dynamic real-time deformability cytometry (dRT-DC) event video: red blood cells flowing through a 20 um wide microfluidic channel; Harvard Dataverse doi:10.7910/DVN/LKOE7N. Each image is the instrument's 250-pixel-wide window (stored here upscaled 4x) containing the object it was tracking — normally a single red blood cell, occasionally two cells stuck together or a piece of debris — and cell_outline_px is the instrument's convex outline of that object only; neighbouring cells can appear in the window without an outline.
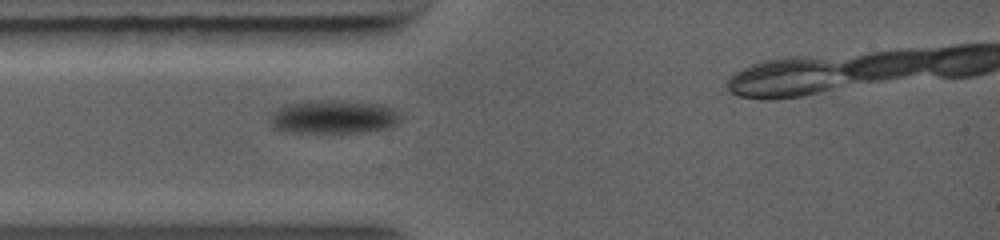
{"species": "common noctule bat (a hibernating species)", "species_latin": "Nyctalus noctula", "temperature_condition": "warm", "stored_images_in_passage": 16, "camera_frame_rate_fps": 5000, "um_per_image_px": 0.085, "animal": {"sex": "female", "body_mass_g": 19.0, "forearm_length_mm": 56.7}, "frame": {"image": 1, "passage_image": 4, "time_ms": 1.4, "image_size_px": [1000, 240], "cell_outline_px": [[400, 120], [396, 124], [388, 128], [368, 132], [332, 136], [288, 132], [272, 128], [268, 120], [272, 112], [284, 104], [300, 100], [340, 100], [388, 104], [400, 116]], "centroid_in_image_um": [28.3, 9.97], "position_along_channel_um": 56.7, "area_um2": 27.34}}
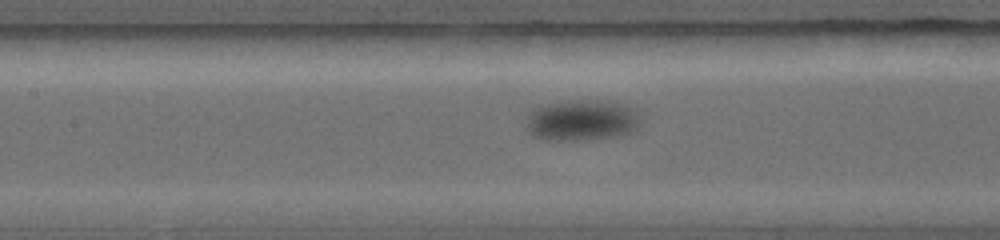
{"frame": {"image": 2, "passage_image": 9, "time_ms": 3.8, "image_size_px": [1000, 240], "cell_outline_px": [[640, 124], [636, 132], [620, 136], [580, 140], [544, 140], [532, 136], [528, 132], [528, 116], [532, 108], [540, 104], [568, 100], [608, 100], [628, 104], [632, 108], [640, 120]], "centroid_in_image_um": [49.47, 10.21], "position_along_channel_um": 157.9, "area_um2": 28.03}}
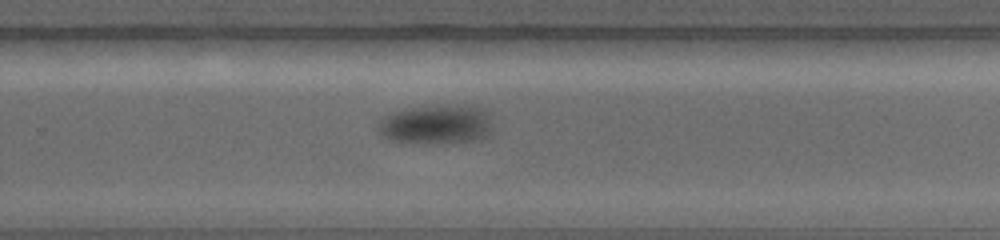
{"frame": {"image": 3, "passage_image": 15, "time_ms": 7.0, "image_size_px": [1000, 240], "cell_outline_px": [[492, 124], [488, 136], [476, 140], [444, 144], [404, 144], [388, 140], [380, 136], [376, 128], [380, 116], [408, 108], [456, 104], [480, 108], [488, 112]], "centroid_in_image_um": [37.0, 10.61], "position_along_channel_um": 292.8, "area_um2": 27.28}}